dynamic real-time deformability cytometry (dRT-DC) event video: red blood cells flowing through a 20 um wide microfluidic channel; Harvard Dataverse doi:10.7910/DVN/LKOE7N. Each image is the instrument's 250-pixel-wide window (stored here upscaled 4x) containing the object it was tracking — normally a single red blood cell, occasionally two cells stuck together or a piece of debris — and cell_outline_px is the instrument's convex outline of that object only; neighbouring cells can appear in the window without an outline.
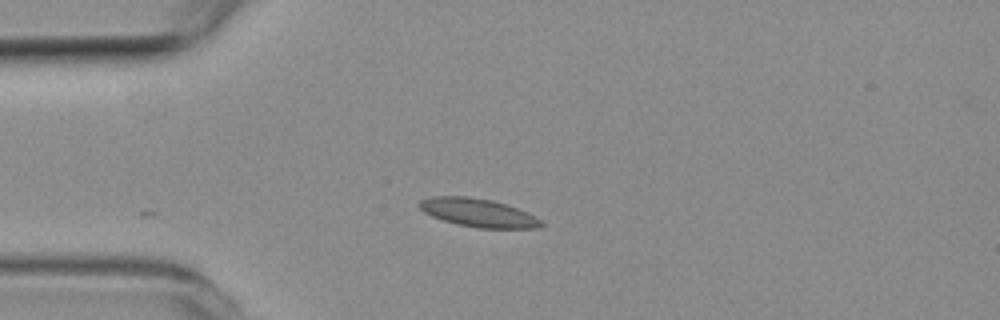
{"species": "common noctule bat (a hibernating species)", "species_latin": "Nyctalus noctula", "temperature_condition": "room temperature", "stored_images_in_passage": 3, "camera_frame_rate_fps": 3000, "um_per_image_px": 0.085, "animal": {"sex": "female", "body_mass_g": 19.3, "forearm_length_mm": 54.1}, "frame": {"image": 1, "passage_image": 3, "time_ms": 2.333, "image_size_px": [1000, 320], "cell_outline_px": [[544, 224], [536, 228], [480, 228], [456, 224], [432, 216], [424, 212], [416, 204], [420, 200], [432, 196], [468, 196], [492, 200], [528, 212], [540, 220]], "centroid_in_image_um": [40.6, 18.07], "position_along_channel_um": 44.4, "area_um2": 20.0}}